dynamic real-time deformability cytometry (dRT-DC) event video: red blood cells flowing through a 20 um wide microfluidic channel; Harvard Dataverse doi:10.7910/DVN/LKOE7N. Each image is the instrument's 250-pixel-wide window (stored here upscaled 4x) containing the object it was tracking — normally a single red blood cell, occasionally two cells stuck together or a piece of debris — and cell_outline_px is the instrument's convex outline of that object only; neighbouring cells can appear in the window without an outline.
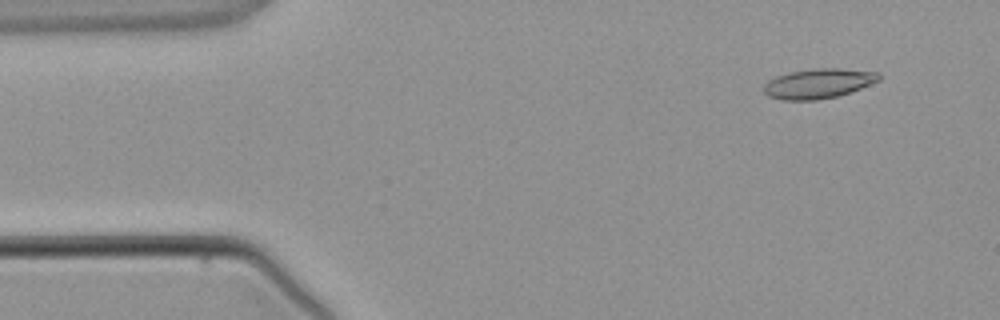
{"species": "common noctule bat (a hibernating species)", "species_latin": "Nyctalus noctula", "temperature_condition": "warm", "stored_images_in_passage": 3, "camera_frame_rate_fps": 3000, "um_per_image_px": 0.085, "animal": {"sex": "male", "body_mass_g": 21.5, "forearm_length_mm": 52.0}, "frame": {"image": 1, "passage_image": 1, "time_ms": 0.0, "image_size_px": [1000, 320], "cell_outline_px": [[880, 80], [852, 92], [836, 96], [816, 100], [780, 100], [768, 96], [764, 92], [764, 84], [768, 80], [776, 76], [788, 72], [820, 68], [836, 68], [880, 72]], "centroid_in_image_um": [69.56, 7.1], "position_along_channel_um": 15.4, "area_um2": 20.06}}
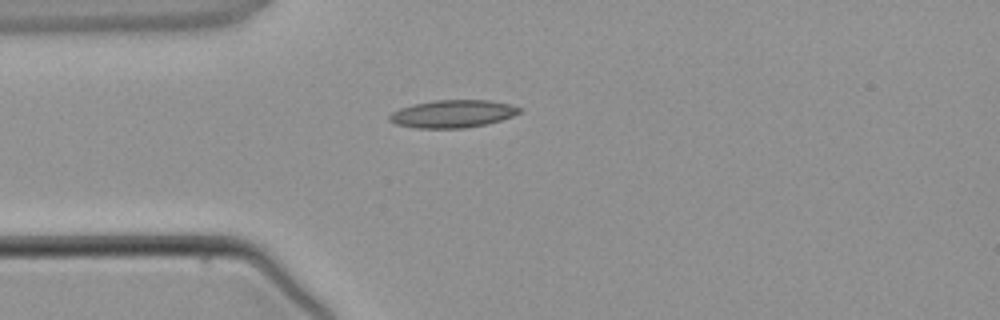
{"frame": {"image": 2, "passage_image": 3, "time_ms": 2.333, "image_size_px": [1000, 320], "cell_outline_px": [[524, 108], [520, 112], [512, 116], [488, 124], [464, 128], [416, 128], [396, 124], [388, 120], [388, 116], [392, 112], [400, 108], [412, 104], [436, 100], [488, 100], [508, 104]], "centroid_in_image_um": [38.47, 9.67], "position_along_channel_um": 46.5, "area_um2": 20.98}}